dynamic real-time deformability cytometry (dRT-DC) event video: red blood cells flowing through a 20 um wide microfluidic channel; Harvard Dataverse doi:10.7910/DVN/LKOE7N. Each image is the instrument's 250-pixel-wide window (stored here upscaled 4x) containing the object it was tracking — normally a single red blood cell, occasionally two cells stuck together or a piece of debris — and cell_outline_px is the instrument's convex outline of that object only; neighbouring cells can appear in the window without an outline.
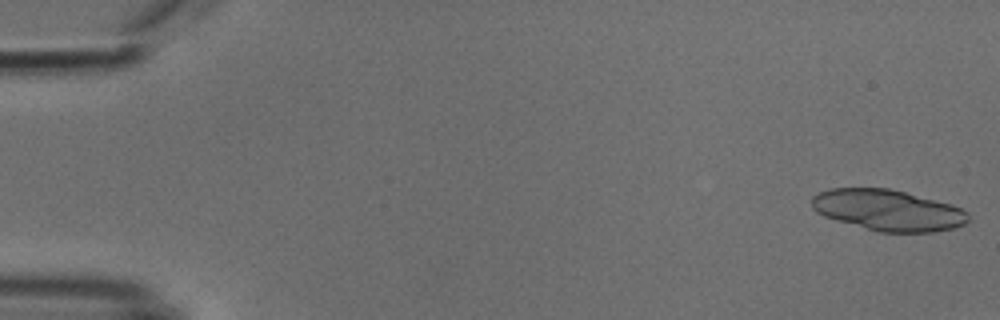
{"species": "common noctule bat (a hibernating species)", "species_latin": "Nyctalus noctula", "temperature_condition": "cold", "stored_images_in_passage": 13, "camera_frame_rate_fps": 3000, "um_per_image_px": 0.085, "animal": {"sex": "male", "body_mass_g": 18.8}, "frame": {"image": 1, "passage_image": 1, "time_ms": 0.0, "image_size_px": [1000, 320], "cell_outline_px": [[968, 220], [964, 224], [952, 228], [936, 232], [880, 232], [836, 220], [824, 216], [816, 212], [812, 208], [812, 196], [828, 188], [888, 188], [904, 192], [948, 204], [960, 208], [968, 212]], "centroid_in_image_um": [75.44, 17.87], "position_along_channel_um": 9.6, "area_um2": 37.05}}